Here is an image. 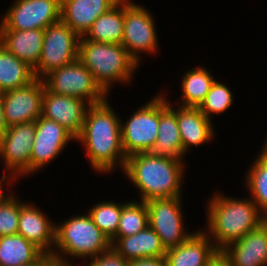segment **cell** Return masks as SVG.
<instances>
[{
  "instance_id": "cell-3",
  "label": "cell",
  "mask_w": 267,
  "mask_h": 266,
  "mask_svg": "<svg viewBox=\"0 0 267 266\" xmlns=\"http://www.w3.org/2000/svg\"><path fill=\"white\" fill-rule=\"evenodd\" d=\"M184 161L140 152L127 156L122 173L139 190L140 201L175 198L183 195Z\"/></svg>"
},
{
  "instance_id": "cell-25",
  "label": "cell",
  "mask_w": 267,
  "mask_h": 266,
  "mask_svg": "<svg viewBox=\"0 0 267 266\" xmlns=\"http://www.w3.org/2000/svg\"><path fill=\"white\" fill-rule=\"evenodd\" d=\"M181 79L182 93L175 104L182 107H199L216 80L211 71L202 65L186 70Z\"/></svg>"
},
{
  "instance_id": "cell-23",
  "label": "cell",
  "mask_w": 267,
  "mask_h": 266,
  "mask_svg": "<svg viewBox=\"0 0 267 266\" xmlns=\"http://www.w3.org/2000/svg\"><path fill=\"white\" fill-rule=\"evenodd\" d=\"M44 30H0V44L33 69L37 66L43 44Z\"/></svg>"
},
{
  "instance_id": "cell-14",
  "label": "cell",
  "mask_w": 267,
  "mask_h": 266,
  "mask_svg": "<svg viewBox=\"0 0 267 266\" xmlns=\"http://www.w3.org/2000/svg\"><path fill=\"white\" fill-rule=\"evenodd\" d=\"M44 82L35 79L30 84L3 93L6 125L35 122L42 116Z\"/></svg>"
},
{
  "instance_id": "cell-21",
  "label": "cell",
  "mask_w": 267,
  "mask_h": 266,
  "mask_svg": "<svg viewBox=\"0 0 267 266\" xmlns=\"http://www.w3.org/2000/svg\"><path fill=\"white\" fill-rule=\"evenodd\" d=\"M216 250L209 236L200 229L182 244L166 250V266H205Z\"/></svg>"
},
{
  "instance_id": "cell-31",
  "label": "cell",
  "mask_w": 267,
  "mask_h": 266,
  "mask_svg": "<svg viewBox=\"0 0 267 266\" xmlns=\"http://www.w3.org/2000/svg\"><path fill=\"white\" fill-rule=\"evenodd\" d=\"M233 94L229 86L215 80L204 101L198 107L200 111L213 122V114L219 115L227 111L233 104Z\"/></svg>"
},
{
  "instance_id": "cell-7",
  "label": "cell",
  "mask_w": 267,
  "mask_h": 266,
  "mask_svg": "<svg viewBox=\"0 0 267 266\" xmlns=\"http://www.w3.org/2000/svg\"><path fill=\"white\" fill-rule=\"evenodd\" d=\"M42 80L48 91L81 98L90 105L101 103L108 97L79 59L52 71Z\"/></svg>"
},
{
  "instance_id": "cell-26",
  "label": "cell",
  "mask_w": 267,
  "mask_h": 266,
  "mask_svg": "<svg viewBox=\"0 0 267 266\" xmlns=\"http://www.w3.org/2000/svg\"><path fill=\"white\" fill-rule=\"evenodd\" d=\"M44 252L20 234L0 237V266H22L36 262Z\"/></svg>"
},
{
  "instance_id": "cell-29",
  "label": "cell",
  "mask_w": 267,
  "mask_h": 266,
  "mask_svg": "<svg viewBox=\"0 0 267 266\" xmlns=\"http://www.w3.org/2000/svg\"><path fill=\"white\" fill-rule=\"evenodd\" d=\"M148 226V209L144 201L124 202L119 219L117 234L114 237L134 235Z\"/></svg>"
},
{
  "instance_id": "cell-2",
  "label": "cell",
  "mask_w": 267,
  "mask_h": 266,
  "mask_svg": "<svg viewBox=\"0 0 267 266\" xmlns=\"http://www.w3.org/2000/svg\"><path fill=\"white\" fill-rule=\"evenodd\" d=\"M209 198L205 206L206 231L202 230L217 250L242 239L267 220L250 197L240 199L219 191Z\"/></svg>"
},
{
  "instance_id": "cell-10",
  "label": "cell",
  "mask_w": 267,
  "mask_h": 266,
  "mask_svg": "<svg viewBox=\"0 0 267 266\" xmlns=\"http://www.w3.org/2000/svg\"><path fill=\"white\" fill-rule=\"evenodd\" d=\"M181 197L152 199L146 202L148 225L159 236L165 250L177 247L194 233L185 231Z\"/></svg>"
},
{
  "instance_id": "cell-11",
  "label": "cell",
  "mask_w": 267,
  "mask_h": 266,
  "mask_svg": "<svg viewBox=\"0 0 267 266\" xmlns=\"http://www.w3.org/2000/svg\"><path fill=\"white\" fill-rule=\"evenodd\" d=\"M61 0H14L0 20V30H45L60 21Z\"/></svg>"
},
{
  "instance_id": "cell-5",
  "label": "cell",
  "mask_w": 267,
  "mask_h": 266,
  "mask_svg": "<svg viewBox=\"0 0 267 266\" xmlns=\"http://www.w3.org/2000/svg\"><path fill=\"white\" fill-rule=\"evenodd\" d=\"M78 59L109 96L114 83H131L139 67L122 44L93 42L83 36L79 40Z\"/></svg>"
},
{
  "instance_id": "cell-17",
  "label": "cell",
  "mask_w": 267,
  "mask_h": 266,
  "mask_svg": "<svg viewBox=\"0 0 267 266\" xmlns=\"http://www.w3.org/2000/svg\"><path fill=\"white\" fill-rule=\"evenodd\" d=\"M163 93L165 92L159 93L158 136L151 153L161 157L185 160L177 123L176 106Z\"/></svg>"
},
{
  "instance_id": "cell-9",
  "label": "cell",
  "mask_w": 267,
  "mask_h": 266,
  "mask_svg": "<svg viewBox=\"0 0 267 266\" xmlns=\"http://www.w3.org/2000/svg\"><path fill=\"white\" fill-rule=\"evenodd\" d=\"M80 36L61 20L44 30L41 57L33 69L37 79L78 59Z\"/></svg>"
},
{
  "instance_id": "cell-20",
  "label": "cell",
  "mask_w": 267,
  "mask_h": 266,
  "mask_svg": "<svg viewBox=\"0 0 267 266\" xmlns=\"http://www.w3.org/2000/svg\"><path fill=\"white\" fill-rule=\"evenodd\" d=\"M119 0H61L60 20L80 37Z\"/></svg>"
},
{
  "instance_id": "cell-6",
  "label": "cell",
  "mask_w": 267,
  "mask_h": 266,
  "mask_svg": "<svg viewBox=\"0 0 267 266\" xmlns=\"http://www.w3.org/2000/svg\"><path fill=\"white\" fill-rule=\"evenodd\" d=\"M154 19L153 14L142 4L124 0V33L121 44L139 67L142 64V53L156 55L159 49Z\"/></svg>"
},
{
  "instance_id": "cell-16",
  "label": "cell",
  "mask_w": 267,
  "mask_h": 266,
  "mask_svg": "<svg viewBox=\"0 0 267 266\" xmlns=\"http://www.w3.org/2000/svg\"><path fill=\"white\" fill-rule=\"evenodd\" d=\"M30 202L20 199L17 234L34 243L44 253L51 255L55 245L56 221H52L43 209L34 205L32 201Z\"/></svg>"
},
{
  "instance_id": "cell-38",
  "label": "cell",
  "mask_w": 267,
  "mask_h": 266,
  "mask_svg": "<svg viewBox=\"0 0 267 266\" xmlns=\"http://www.w3.org/2000/svg\"><path fill=\"white\" fill-rule=\"evenodd\" d=\"M8 126L6 125V120L4 116V109H3V93L0 92V139L7 131Z\"/></svg>"
},
{
  "instance_id": "cell-37",
  "label": "cell",
  "mask_w": 267,
  "mask_h": 266,
  "mask_svg": "<svg viewBox=\"0 0 267 266\" xmlns=\"http://www.w3.org/2000/svg\"><path fill=\"white\" fill-rule=\"evenodd\" d=\"M22 266H56V263L49 254L44 253L36 262Z\"/></svg>"
},
{
  "instance_id": "cell-22",
  "label": "cell",
  "mask_w": 267,
  "mask_h": 266,
  "mask_svg": "<svg viewBox=\"0 0 267 266\" xmlns=\"http://www.w3.org/2000/svg\"><path fill=\"white\" fill-rule=\"evenodd\" d=\"M111 247L125 260L165 257L166 250L159 236L148 225L144 230L126 237H113Z\"/></svg>"
},
{
  "instance_id": "cell-19",
  "label": "cell",
  "mask_w": 267,
  "mask_h": 266,
  "mask_svg": "<svg viewBox=\"0 0 267 266\" xmlns=\"http://www.w3.org/2000/svg\"><path fill=\"white\" fill-rule=\"evenodd\" d=\"M177 123L183 146V158L192 146L201 147L215 136L213 122L198 107L176 105Z\"/></svg>"
},
{
  "instance_id": "cell-28",
  "label": "cell",
  "mask_w": 267,
  "mask_h": 266,
  "mask_svg": "<svg viewBox=\"0 0 267 266\" xmlns=\"http://www.w3.org/2000/svg\"><path fill=\"white\" fill-rule=\"evenodd\" d=\"M264 142L261 151L257 153V157L249 165L250 168H247L243 183L248 194L250 193L251 200L267 217V142Z\"/></svg>"
},
{
  "instance_id": "cell-34",
  "label": "cell",
  "mask_w": 267,
  "mask_h": 266,
  "mask_svg": "<svg viewBox=\"0 0 267 266\" xmlns=\"http://www.w3.org/2000/svg\"><path fill=\"white\" fill-rule=\"evenodd\" d=\"M17 181H18V179L11 172L6 171V170L3 171V175H2L1 180H0V200L7 199L14 192L11 190L10 192L7 191V193H6L4 189H6V187L9 188V186L14 185L12 183H14V182L16 183ZM5 185H7V186H5ZM3 186H5V187H3Z\"/></svg>"
},
{
  "instance_id": "cell-18",
  "label": "cell",
  "mask_w": 267,
  "mask_h": 266,
  "mask_svg": "<svg viewBox=\"0 0 267 266\" xmlns=\"http://www.w3.org/2000/svg\"><path fill=\"white\" fill-rule=\"evenodd\" d=\"M222 250L231 266H267V220Z\"/></svg>"
},
{
  "instance_id": "cell-8",
  "label": "cell",
  "mask_w": 267,
  "mask_h": 266,
  "mask_svg": "<svg viewBox=\"0 0 267 266\" xmlns=\"http://www.w3.org/2000/svg\"><path fill=\"white\" fill-rule=\"evenodd\" d=\"M129 117L125 119L126 122L122 119L120 122L122 147L126 157L135 153L151 152L158 136L159 93Z\"/></svg>"
},
{
  "instance_id": "cell-4",
  "label": "cell",
  "mask_w": 267,
  "mask_h": 266,
  "mask_svg": "<svg viewBox=\"0 0 267 266\" xmlns=\"http://www.w3.org/2000/svg\"><path fill=\"white\" fill-rule=\"evenodd\" d=\"M83 214L55 223V245L50 256L56 266H78L73 264L75 258L85 262L111 248L110 239L93 223L88 213Z\"/></svg>"
},
{
  "instance_id": "cell-32",
  "label": "cell",
  "mask_w": 267,
  "mask_h": 266,
  "mask_svg": "<svg viewBox=\"0 0 267 266\" xmlns=\"http://www.w3.org/2000/svg\"><path fill=\"white\" fill-rule=\"evenodd\" d=\"M15 193L5 200H0V237L18 232L20 198Z\"/></svg>"
},
{
  "instance_id": "cell-1",
  "label": "cell",
  "mask_w": 267,
  "mask_h": 266,
  "mask_svg": "<svg viewBox=\"0 0 267 266\" xmlns=\"http://www.w3.org/2000/svg\"><path fill=\"white\" fill-rule=\"evenodd\" d=\"M119 116L108 97L103 102L88 107L76 141L84 146L90 167L96 173L108 175L118 167L122 172L125 167L127 157L122 147Z\"/></svg>"
},
{
  "instance_id": "cell-13",
  "label": "cell",
  "mask_w": 267,
  "mask_h": 266,
  "mask_svg": "<svg viewBox=\"0 0 267 266\" xmlns=\"http://www.w3.org/2000/svg\"><path fill=\"white\" fill-rule=\"evenodd\" d=\"M35 138V122L9 126L0 139V160L4 170L18 180L30 176V157ZM2 158V159H1Z\"/></svg>"
},
{
  "instance_id": "cell-24",
  "label": "cell",
  "mask_w": 267,
  "mask_h": 266,
  "mask_svg": "<svg viewBox=\"0 0 267 266\" xmlns=\"http://www.w3.org/2000/svg\"><path fill=\"white\" fill-rule=\"evenodd\" d=\"M124 33V0H119L107 12L99 16L83 36L98 43L121 44Z\"/></svg>"
},
{
  "instance_id": "cell-35",
  "label": "cell",
  "mask_w": 267,
  "mask_h": 266,
  "mask_svg": "<svg viewBox=\"0 0 267 266\" xmlns=\"http://www.w3.org/2000/svg\"><path fill=\"white\" fill-rule=\"evenodd\" d=\"M128 266H166L165 257H149L130 260Z\"/></svg>"
},
{
  "instance_id": "cell-30",
  "label": "cell",
  "mask_w": 267,
  "mask_h": 266,
  "mask_svg": "<svg viewBox=\"0 0 267 266\" xmlns=\"http://www.w3.org/2000/svg\"><path fill=\"white\" fill-rule=\"evenodd\" d=\"M117 201H101L95 203L88 214L93 223L111 240L118 230V224L124 203Z\"/></svg>"
},
{
  "instance_id": "cell-15",
  "label": "cell",
  "mask_w": 267,
  "mask_h": 266,
  "mask_svg": "<svg viewBox=\"0 0 267 266\" xmlns=\"http://www.w3.org/2000/svg\"><path fill=\"white\" fill-rule=\"evenodd\" d=\"M89 106L81 98L55 94L44 87L42 116L56 121L75 137L81 133Z\"/></svg>"
},
{
  "instance_id": "cell-36",
  "label": "cell",
  "mask_w": 267,
  "mask_h": 266,
  "mask_svg": "<svg viewBox=\"0 0 267 266\" xmlns=\"http://www.w3.org/2000/svg\"><path fill=\"white\" fill-rule=\"evenodd\" d=\"M205 266H231V264L223 250H216L208 259Z\"/></svg>"
},
{
  "instance_id": "cell-12",
  "label": "cell",
  "mask_w": 267,
  "mask_h": 266,
  "mask_svg": "<svg viewBox=\"0 0 267 266\" xmlns=\"http://www.w3.org/2000/svg\"><path fill=\"white\" fill-rule=\"evenodd\" d=\"M76 137L56 121L40 116L35 121V138L30 157V175L48 167Z\"/></svg>"
},
{
  "instance_id": "cell-27",
  "label": "cell",
  "mask_w": 267,
  "mask_h": 266,
  "mask_svg": "<svg viewBox=\"0 0 267 266\" xmlns=\"http://www.w3.org/2000/svg\"><path fill=\"white\" fill-rule=\"evenodd\" d=\"M35 79L33 68L0 44V92L24 87Z\"/></svg>"
},
{
  "instance_id": "cell-33",
  "label": "cell",
  "mask_w": 267,
  "mask_h": 266,
  "mask_svg": "<svg viewBox=\"0 0 267 266\" xmlns=\"http://www.w3.org/2000/svg\"><path fill=\"white\" fill-rule=\"evenodd\" d=\"M82 263L81 266H128L129 261L125 260L111 247L108 251Z\"/></svg>"
}]
</instances>
